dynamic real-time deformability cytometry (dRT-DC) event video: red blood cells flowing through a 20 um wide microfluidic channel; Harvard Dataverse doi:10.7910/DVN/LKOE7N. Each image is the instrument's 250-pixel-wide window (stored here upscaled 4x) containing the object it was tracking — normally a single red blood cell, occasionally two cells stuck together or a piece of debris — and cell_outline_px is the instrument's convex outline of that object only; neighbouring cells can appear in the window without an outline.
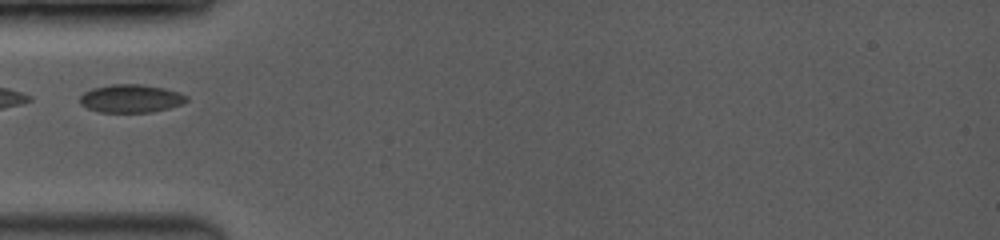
{"species": "common noctule bat (a hibernating species)", "species_latin": "Nyctalus noctula", "temperature_condition": "room temperature", "stored_images_in_passage": 2, "camera_frame_rate_fps": 3500, "um_per_image_px": 0.085, "animal": {"sex": "female", "body_mass_g": 19.0, "forearm_length_mm": 53.3}, "frame": {"image": 1, "passage_image": 1, "time_ms": 0.0, "image_size_px": [1000, 240], "cell_outline_px": [[188, 100], [184, 104], [152, 112], [100, 112], [88, 108], [80, 104], [80, 96], [84, 92], [92, 88], [112, 84], [140, 84], [164, 88], [188, 96]], "centroid_in_image_um": [11.13, 8.37], "position_along_channel_um": 73.9, "area_um2": 17.46}}